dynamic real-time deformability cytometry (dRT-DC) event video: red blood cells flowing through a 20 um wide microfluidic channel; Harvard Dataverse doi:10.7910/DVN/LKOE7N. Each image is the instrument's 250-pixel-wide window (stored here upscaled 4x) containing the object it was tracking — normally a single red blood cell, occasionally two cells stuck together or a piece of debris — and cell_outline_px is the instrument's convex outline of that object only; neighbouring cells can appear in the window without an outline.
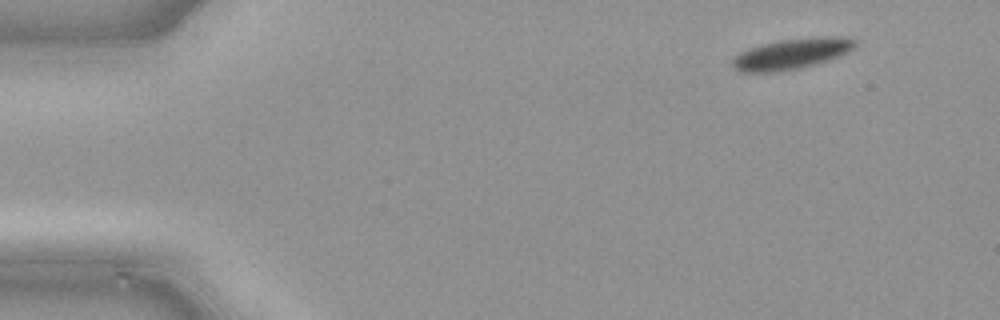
{"species": "common noctule bat (a hibernating species)", "species_latin": "Nyctalus noctula", "temperature_condition": "cold", "stored_images_in_passage": 44, "camera_frame_rate_fps": 3000, "um_per_image_px": 0.085, "animal": {"sex": "male", "body_mass_g": 21.5, "forearm_length_mm": 52.0}, "frame": {"image": 1, "passage_image": 1, "time_ms": 0.0, "image_size_px": [1000, 320], "cell_outline_px": [[860, 40], [848, 52], [840, 56], [816, 64], [796, 68], [772, 72], [740, 72], [732, 64], [732, 60], [740, 52], [764, 44], [780, 40], [824, 36], [848, 36]], "centroid_in_image_um": [67.38, 4.55], "position_along_channel_um": 17.6, "area_um2": 21.73}}
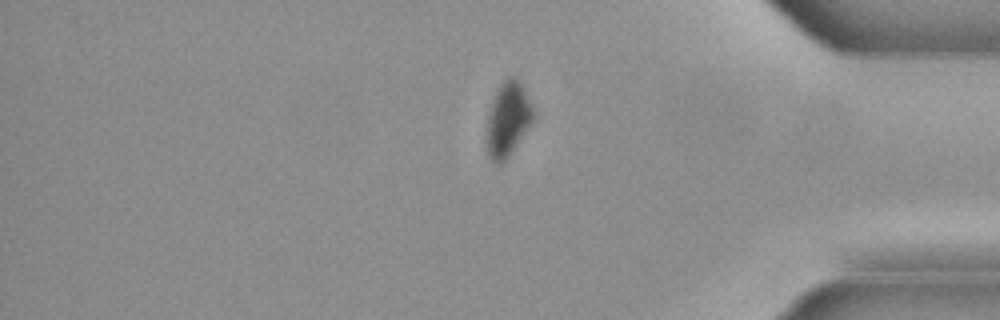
{"frame": {"image": 2, "passage_image": 36, "time_ms": 11.667, "image_size_px": [1000, 320], "cell_outline_px": [[536, 116], [504, 160], [500, 164], [492, 160], [488, 156], [488, 112], [492, 100], [500, 84], [508, 76], [516, 76], [524, 88], [532, 104]], "centroid_in_image_um": [43.19, 10.04], "position_along_channel_um": 392.0, "area_um2": 19.65}}
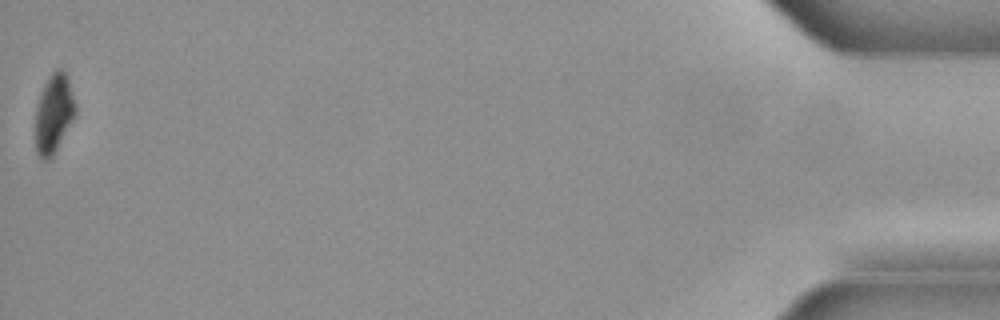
{"frame": {"image": 3, "passage_image": 44, "time_ms": 14.333, "image_size_px": [1000, 320], "cell_outline_px": [[76, 112], [56, 152], [48, 160], [40, 160], [36, 152], [36, 104], [44, 84], [48, 76], [56, 68], [60, 68], [64, 72], [68, 80], [76, 104]], "centroid_in_image_um": [4.56, 9.67], "position_along_channel_um": 430.6, "area_um2": 18.44}}